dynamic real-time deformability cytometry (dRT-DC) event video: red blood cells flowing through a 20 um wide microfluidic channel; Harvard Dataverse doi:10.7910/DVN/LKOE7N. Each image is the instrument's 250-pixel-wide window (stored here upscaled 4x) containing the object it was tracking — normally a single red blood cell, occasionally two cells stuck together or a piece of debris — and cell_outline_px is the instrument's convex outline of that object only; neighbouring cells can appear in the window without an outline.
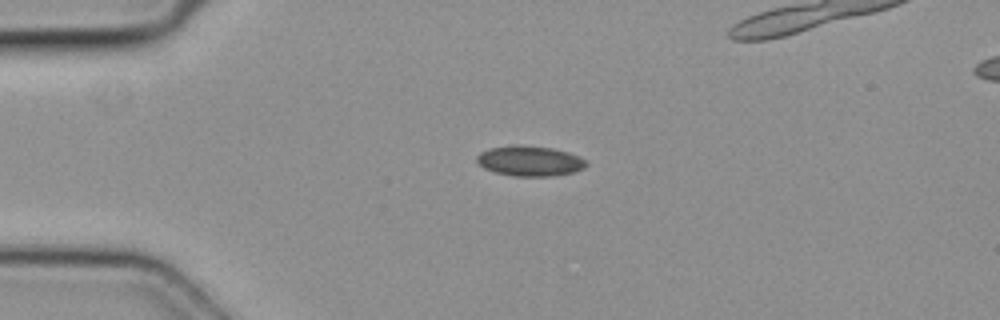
{"species": "common noctule bat (a hibernating species)", "species_latin": "Nyctalus noctula", "temperature_condition": "cold", "stored_images_in_passage": 4, "camera_frame_rate_fps": 3000, "um_per_image_px": 0.085, "animal": {"sex": "female", "body_mass_g": 19.3, "forearm_length_mm": 54.1}, "frame": {"image": 1, "passage_image": 2, "time_ms": 0.333, "image_size_px": [1000, 320], "cell_outline_px": [[588, 164], [584, 168], [572, 172], [552, 176], [512, 176], [496, 172], [484, 168], [476, 160], [476, 156], [480, 152], [488, 148], [516, 144], [552, 148], [568, 152], [580, 156], [588, 160]], "centroid_in_image_um": [45.04, 13.67], "position_along_channel_um": 40.0, "area_um2": 19.42}}
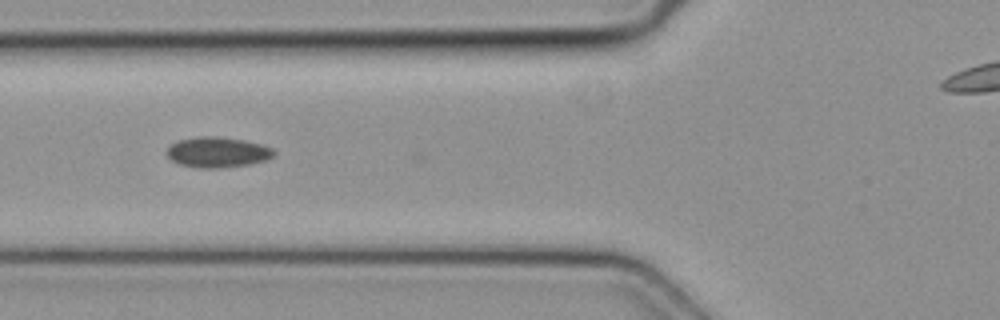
{"frame": {"image": 2, "passage_image": 4, "time_ms": 1.0, "image_size_px": [1000, 320], "cell_outline_px": [[276, 152], [268, 160], [252, 164], [220, 168], [196, 168], [180, 164], [172, 160], [168, 156], [168, 148], [176, 140], [196, 136], [220, 136], [244, 140], [264, 144], [272, 148]], "centroid_in_image_um": [18.53, 12.93], "position_along_channel_um": 107.3, "area_um2": 19.31}}